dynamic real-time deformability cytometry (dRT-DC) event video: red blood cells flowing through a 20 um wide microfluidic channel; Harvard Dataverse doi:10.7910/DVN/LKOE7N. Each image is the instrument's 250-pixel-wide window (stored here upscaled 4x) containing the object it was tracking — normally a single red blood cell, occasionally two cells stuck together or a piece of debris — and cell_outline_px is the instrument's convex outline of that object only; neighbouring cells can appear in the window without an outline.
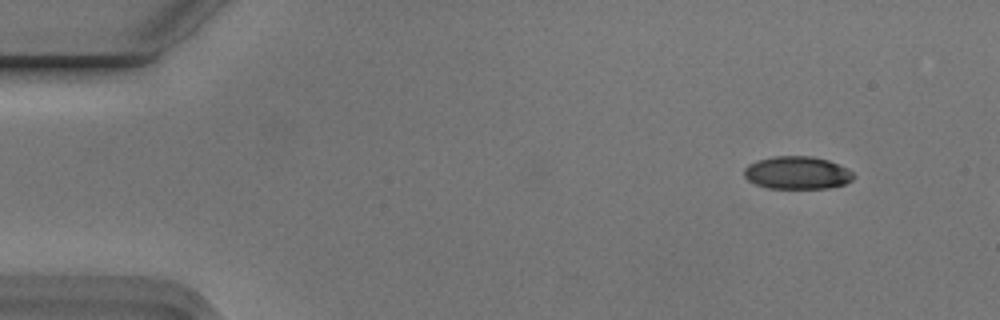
{"species": "Egyptian fruit bat (a non-hibernating species)", "species_latin": "Rousettus aegyptiacus", "temperature_condition": "cold", "stored_images_in_passage": 5, "camera_frame_rate_fps": 3000, "um_per_image_px": 0.085, "animal": {"sex": "male"}, "frame": {"image": 1, "passage_image": 1, "time_ms": 0.0, "image_size_px": [1000, 320], "cell_outline_px": [[856, 176], [852, 180], [844, 184], [828, 188], [768, 188], [756, 184], [748, 180], [744, 176], [744, 168], [748, 164], [756, 160], [772, 156], [812, 156], [828, 160], [848, 168]], "centroid_in_image_um": [67.76, 14.68], "position_along_channel_um": 17.2, "area_um2": 21.04}}